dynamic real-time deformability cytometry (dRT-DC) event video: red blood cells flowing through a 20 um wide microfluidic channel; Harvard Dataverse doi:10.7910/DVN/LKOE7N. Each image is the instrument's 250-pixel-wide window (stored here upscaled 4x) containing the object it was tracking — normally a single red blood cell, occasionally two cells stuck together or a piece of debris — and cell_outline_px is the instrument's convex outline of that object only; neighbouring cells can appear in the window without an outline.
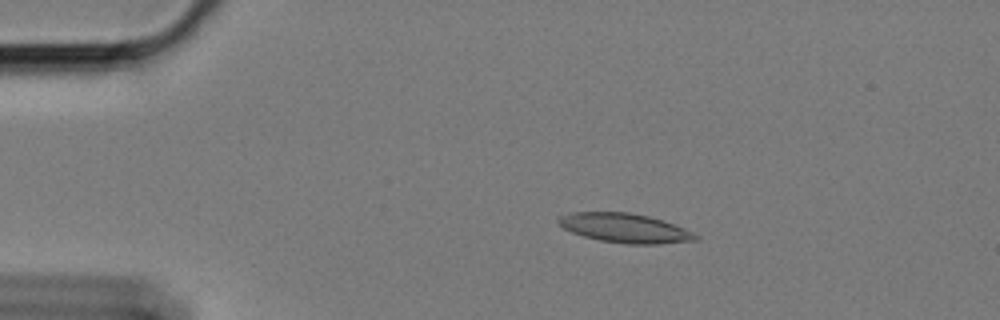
{"species": "Egyptian fruit bat (a non-hibernating species)", "species_latin": "Rousettus aegyptiacus", "temperature_condition": "cold", "stored_images_in_passage": 28, "camera_frame_rate_fps": 3000, "um_per_image_px": 0.085, "animal": {"sex": "female"}, "frame": {"image": 1, "passage_image": 12, "time_ms": 3.667, "image_size_px": [1000, 320], "cell_outline_px": [[700, 240], [660, 244], [628, 244], [600, 240], [584, 236], [572, 232], [564, 228], [556, 220], [560, 216], [568, 212], [628, 212], [648, 216], [684, 228], [700, 236]], "centroid_in_image_um": [53.12, 19.39], "position_along_channel_um": 31.9, "area_um2": 23.29}}
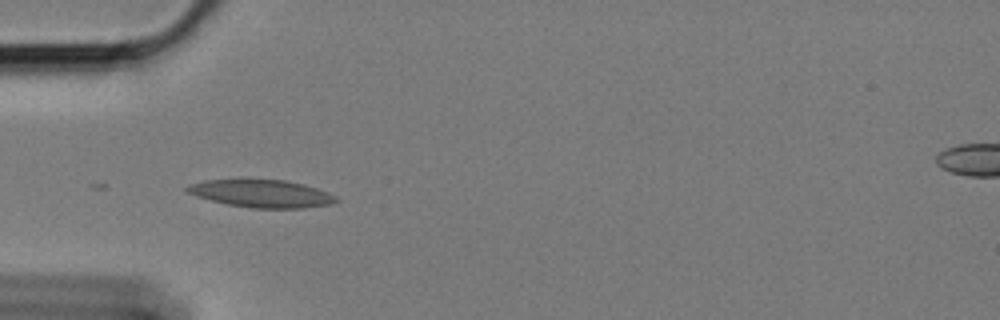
{"frame": {"image": 2, "passage_image": 19, "time_ms": 6.0, "image_size_px": [1000, 320], "cell_outline_px": [[340, 200], [332, 204], [304, 208], [252, 208], [228, 204], [196, 196], [188, 192], [184, 188], [188, 184], [204, 180], [284, 180], [304, 184], [328, 192], [336, 196]], "centroid_in_image_um": [22.26, 16.46], "position_along_channel_um": 62.7, "area_um2": 23.87}}
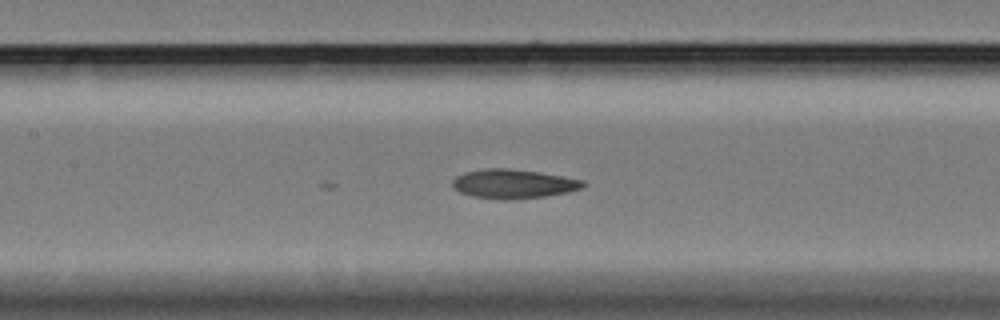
{"frame": {"image": 3, "passage_image": 28, "time_ms": 9.0, "image_size_px": [1000, 320], "cell_outline_px": [[588, 184], [584, 188], [568, 192], [544, 196], [512, 200], [504, 200], [472, 196], [460, 192], [452, 188], [452, 180], [456, 176], [464, 172], [484, 168], [508, 168], [536, 172], [584, 180]], "centroid_in_image_um": [43.62, 15.63], "position_along_channel_um": 163.8, "area_um2": 22.31}}